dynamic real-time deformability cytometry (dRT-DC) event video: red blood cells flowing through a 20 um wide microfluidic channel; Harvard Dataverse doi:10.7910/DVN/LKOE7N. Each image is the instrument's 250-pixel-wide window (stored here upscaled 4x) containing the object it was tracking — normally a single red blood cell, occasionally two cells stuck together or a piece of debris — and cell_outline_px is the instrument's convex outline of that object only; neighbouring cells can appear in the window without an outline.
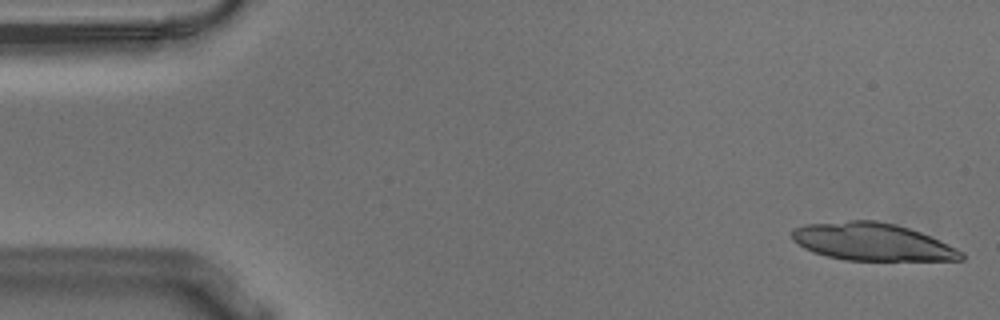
{"species": "Egyptian fruit bat (a non-hibernating species)", "species_latin": "Rousettus aegyptiacus", "temperature_condition": "warm", "stored_images_in_passage": 19, "camera_frame_rate_fps": 3000, "um_per_image_px": 0.085, "animal": {"sex": "male"}, "frame": {"image": 1, "passage_image": 1, "time_ms": 0.0, "image_size_px": [1000, 320], "cell_outline_px": [[964, 260], [844, 260], [812, 252], [804, 248], [792, 240], [788, 232], [792, 228], [804, 224], [852, 220], [876, 220], [896, 224], [920, 232], [956, 248], [964, 252]], "centroid_in_image_um": [74.07, 20.55], "position_along_channel_um": 10.9, "area_um2": 37.17}}